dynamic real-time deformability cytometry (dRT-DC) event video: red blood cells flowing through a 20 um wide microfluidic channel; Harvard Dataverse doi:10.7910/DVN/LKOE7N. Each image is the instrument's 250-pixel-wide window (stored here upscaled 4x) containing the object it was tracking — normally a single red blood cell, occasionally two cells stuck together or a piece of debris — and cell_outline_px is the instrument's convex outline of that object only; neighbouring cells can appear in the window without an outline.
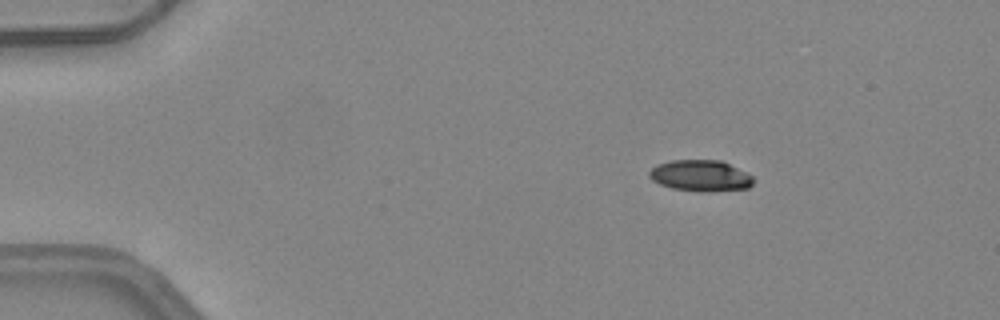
{"species": "common noctule bat (a hibernating species)", "species_latin": "Nyctalus noctula", "temperature_condition": "warm", "stored_images_in_passage": 43, "camera_frame_rate_fps": 3000, "um_per_image_px": 0.085, "animal": {"sex": "female", "body_mass_g": 24.6, "forearm_length_mm": 56.2}, "frame": {"image": 1, "passage_image": 1, "time_ms": 0.0, "image_size_px": [1000, 320], "cell_outline_px": [[752, 184], [748, 188], [708, 192], [704, 192], [672, 188], [660, 184], [652, 180], [648, 176], [648, 172], [656, 164], [672, 160], [720, 160], [752, 176]], "centroid_in_image_um": [59.49, 14.93], "position_along_channel_um": 25.5, "area_um2": 18.79}}
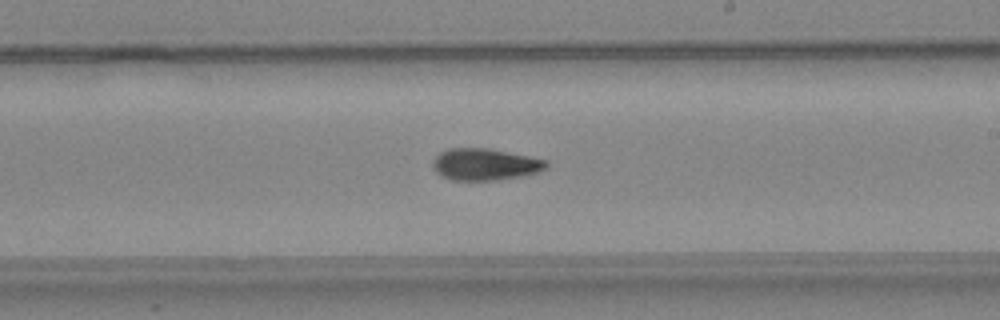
{"frame": {"image": 2, "passage_image": 23, "time_ms": 7.333, "image_size_px": [1000, 320], "cell_outline_px": [[548, 168], [536, 172], [520, 176], [496, 180], [452, 180], [436, 172], [432, 168], [432, 160], [440, 152], [448, 148], [488, 148], [548, 160]], "centroid_in_image_um": [41.21, 13.96], "position_along_channel_um": 247.8, "area_um2": 20.98}}
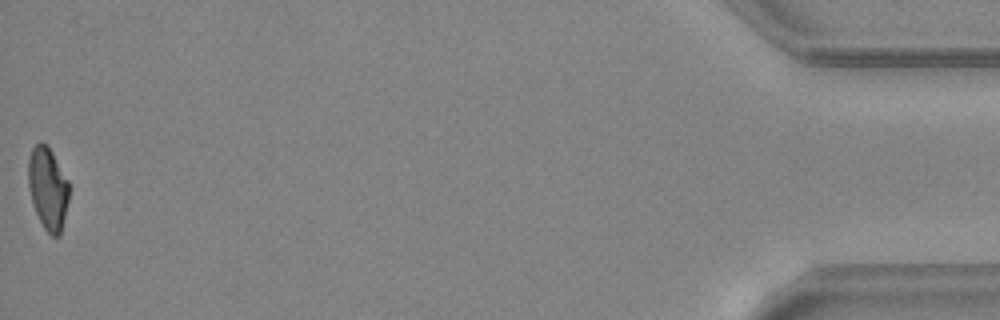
{"frame": {"image": 3, "passage_image": 43, "time_ms": 14.0, "image_size_px": [1000, 320], "cell_outline_px": [[68, 200], [60, 236], [52, 236], [44, 228], [36, 212], [28, 188], [28, 160], [32, 148], [40, 140], [48, 144], [68, 180]], "centroid_in_image_um": [4.06, 15.97], "position_along_channel_um": 431.1, "area_um2": 19.54}, "authors_computed_cell_mechanics": {"area_um2": 20.808, "velocity_mm_per_s": 4.1804, "shape_relaxation_time_tau1_ms": 9.0535, "shape_relaxation_time_tau2_ms": 8.5813, "deformation_change_tau1": 0.2713, "deformation_change_tau2": 0.1637}}